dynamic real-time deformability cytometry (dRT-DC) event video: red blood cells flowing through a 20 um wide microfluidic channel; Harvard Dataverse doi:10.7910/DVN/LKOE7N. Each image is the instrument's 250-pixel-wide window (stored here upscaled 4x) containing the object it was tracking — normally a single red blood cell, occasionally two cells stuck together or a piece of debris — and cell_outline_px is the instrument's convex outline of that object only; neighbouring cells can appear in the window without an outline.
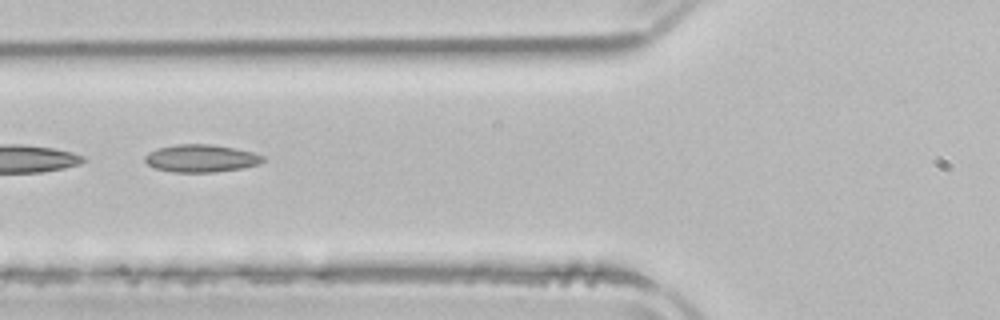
{"species": "common noctule bat (a hibernating species)", "species_latin": "Nyctalus noctula", "temperature_condition": "room temperature", "stored_images_in_passage": 5, "camera_frame_rate_fps": 3000, "um_per_image_px": 0.085, "animal": {"sex": "male", "body_mass_g": 21.5, "forearm_length_mm": 52.0}, "frame": {"image": 1, "passage_image": 4, "time_ms": 4.333, "image_size_px": [1000, 320], "cell_outline_px": [[264, 160], [260, 164], [240, 168], [216, 172], [172, 172], [156, 168], [148, 164], [144, 160], [144, 156], [148, 152], [156, 148], [176, 144], [212, 144], [252, 152], [264, 156]], "centroid_in_image_um": [17.06, 13.45], "position_along_channel_um": 108.7, "area_um2": 18.96}}
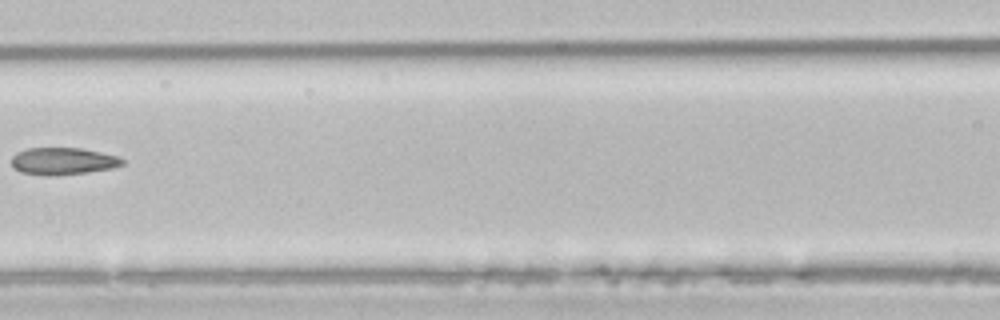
{"frame": {"image": 2, "passage_image": 5, "time_ms": 5.667, "image_size_px": [1000, 320], "cell_outline_px": [[124, 164], [112, 168], [88, 172], [56, 176], [44, 176], [20, 172], [12, 168], [12, 156], [16, 152], [28, 148], [80, 148], [120, 156], [124, 160]], "centroid_in_image_um": [5.33, 13.71], "position_along_channel_um": 161.3, "area_um2": 17.8}}